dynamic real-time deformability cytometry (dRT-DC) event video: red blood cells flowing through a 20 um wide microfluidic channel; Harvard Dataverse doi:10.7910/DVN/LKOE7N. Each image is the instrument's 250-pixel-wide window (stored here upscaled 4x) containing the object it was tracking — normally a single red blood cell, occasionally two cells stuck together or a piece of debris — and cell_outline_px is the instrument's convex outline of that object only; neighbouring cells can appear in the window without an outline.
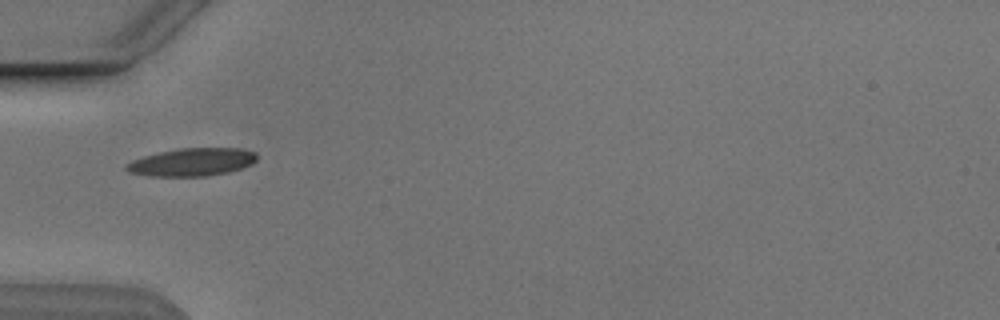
{"species": "Egyptian fruit bat (a non-hibernating species)", "species_latin": "Rousettus aegyptiacus", "temperature_condition": "cold", "stored_images_in_passage": 4, "camera_frame_rate_fps": 3000, "um_per_image_px": 0.085, "animal": {"sex": "male"}, "frame": {"image": 1, "passage_image": 1, "time_ms": 0.0, "image_size_px": [1000, 320], "cell_outline_px": [[256, 160], [252, 164], [228, 172], [204, 176], [152, 176], [128, 172], [124, 168], [124, 164], [132, 160], [144, 156], [160, 152], [180, 148], [240, 148], [256, 152]], "centroid_in_image_um": [16.3, 13.77], "position_along_channel_um": 68.7, "area_um2": 21.15}}